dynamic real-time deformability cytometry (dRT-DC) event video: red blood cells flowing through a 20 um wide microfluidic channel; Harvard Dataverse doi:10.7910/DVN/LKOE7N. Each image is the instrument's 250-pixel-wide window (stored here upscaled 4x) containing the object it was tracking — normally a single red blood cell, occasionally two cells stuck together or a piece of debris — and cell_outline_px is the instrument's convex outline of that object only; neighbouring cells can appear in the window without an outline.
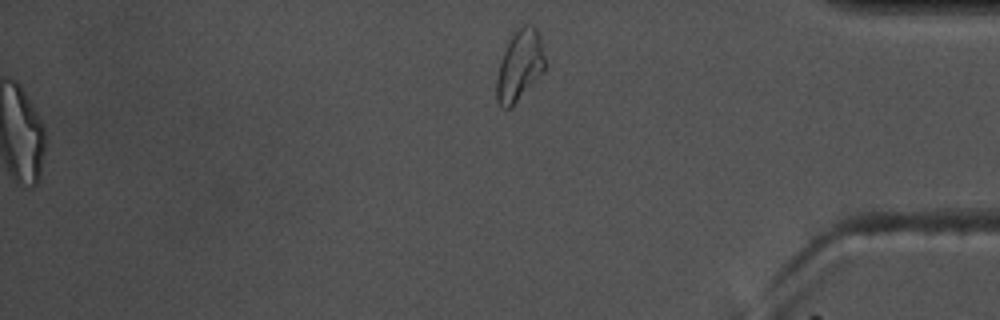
{"species": "common noctule bat (a hibernating species)", "species_latin": "Nyctalus noctula", "temperature_condition": "warm", "stored_images_in_passage": 56, "segment_of_instrument_passage": [2, 2], "camera_frame_rate_fps": 3000, "um_per_image_px": 0.085, "animal": {"sex": "male", "body_mass_g": 17.5, "forearm_length_mm": 52.3}, "frame": {"image": 1, "passage_image": 56, "time_ms": 18.333, "image_size_px": [1000, 320], "cell_outline_px": [[544, 72], [508, 108], [500, 108], [496, 100], [496, 76], [500, 60], [512, 36], [524, 24], [532, 24], [536, 28], [540, 36], [544, 56]], "centroid_in_image_um": [44.15, 5.57], "position_along_channel_um": 391.0, "area_um2": 19.54}}